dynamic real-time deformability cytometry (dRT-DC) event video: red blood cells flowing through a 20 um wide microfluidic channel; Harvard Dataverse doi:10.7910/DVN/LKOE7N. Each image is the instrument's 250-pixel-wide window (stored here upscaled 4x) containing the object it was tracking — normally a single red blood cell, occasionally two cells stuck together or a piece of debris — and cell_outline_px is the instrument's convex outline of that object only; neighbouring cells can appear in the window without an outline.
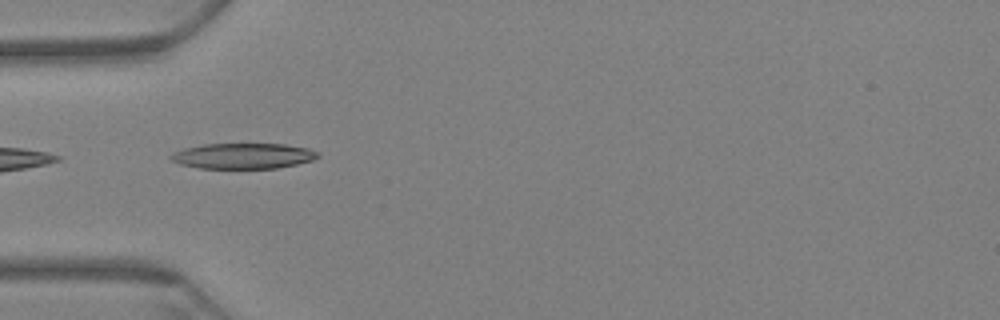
{"species": "Egyptian fruit bat (a non-hibernating species)", "species_latin": "Rousettus aegyptiacus", "temperature_condition": "warm", "stored_images_in_passage": 24, "camera_frame_rate_fps": 3000, "um_per_image_px": 0.085, "animal": {"sex": "female"}, "frame": {"image": 1, "passage_image": 2, "time_ms": 0.333, "image_size_px": [1000, 320], "cell_outline_px": [[320, 156], [312, 160], [296, 164], [276, 168], [200, 168], [180, 164], [172, 160], [168, 156], [172, 152], [184, 148], [204, 144], [284, 144], [308, 148], [316, 152]], "centroid_in_image_um": [20.63, 13.25], "position_along_channel_um": 64.4, "area_um2": 21.79}}
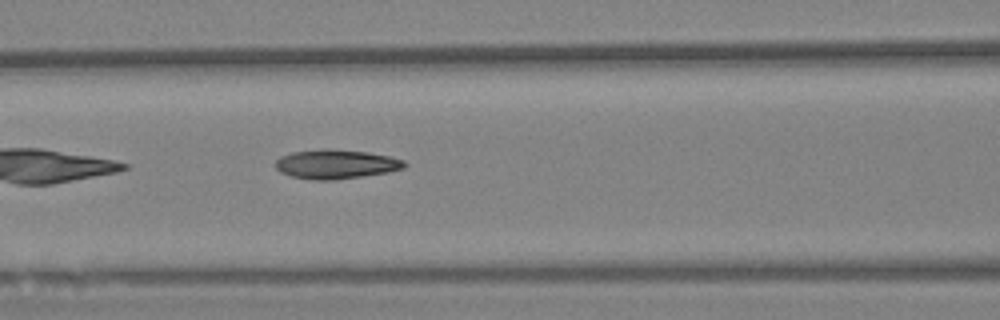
{"frame": {"image": 2, "passage_image": 9, "time_ms": 2.667, "image_size_px": [1000, 320], "cell_outline_px": [[408, 164], [404, 168], [388, 172], [336, 180], [312, 180], [292, 176], [280, 172], [276, 168], [276, 160], [280, 156], [292, 152], [368, 152], [388, 156], [404, 160]], "centroid_in_image_um": [28.59, 14.01], "position_along_channel_um": 138.0, "area_um2": 20.92}}
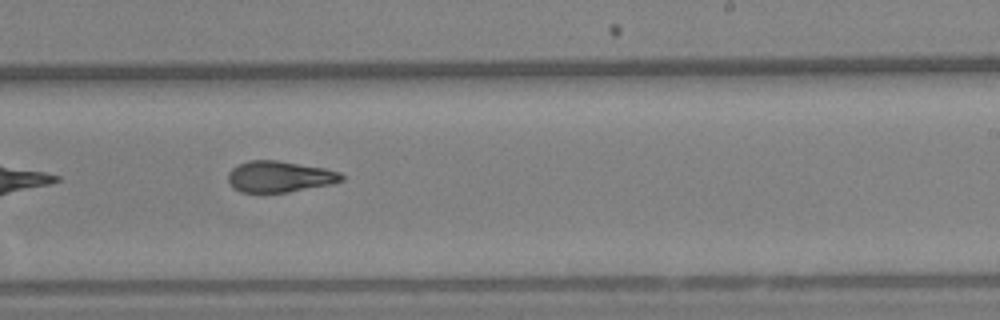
{"frame": {"image": 3, "passage_image": 21, "time_ms": 6.667, "image_size_px": [1000, 320], "cell_outline_px": [[344, 180], [332, 184], [288, 192], [240, 192], [232, 188], [228, 180], [228, 172], [232, 168], [248, 160], [276, 160], [324, 168], [340, 172], [344, 176]], "centroid_in_image_um": [23.76, 15.01], "position_along_channel_um": 265.2, "area_um2": 20.63}}